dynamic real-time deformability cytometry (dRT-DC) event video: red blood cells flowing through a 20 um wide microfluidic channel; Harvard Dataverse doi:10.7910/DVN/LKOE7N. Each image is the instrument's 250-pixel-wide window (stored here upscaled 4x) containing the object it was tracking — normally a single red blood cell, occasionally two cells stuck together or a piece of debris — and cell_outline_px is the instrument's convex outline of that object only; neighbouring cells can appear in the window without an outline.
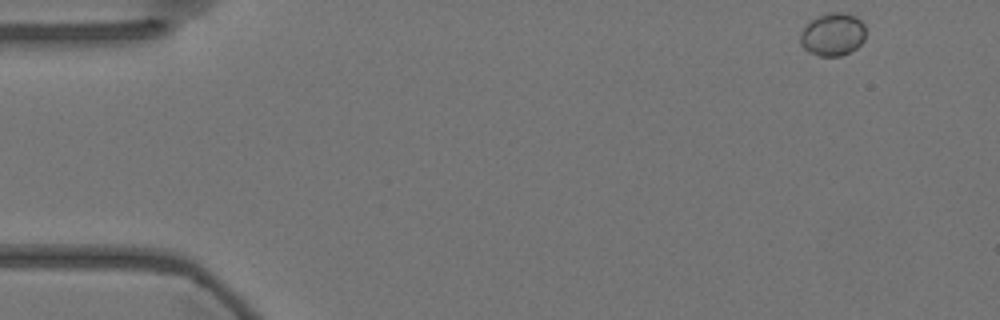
{"species": "Egyptian fruit bat (a non-hibernating species)", "species_latin": "Rousettus aegyptiacus", "temperature_condition": "warm", "stored_images_in_passage": 27, "camera_frame_rate_fps": 3000, "um_per_image_px": 0.085, "animal": {"sex": "female"}, "frame": {"image": 1, "passage_image": 1, "time_ms": 0.0, "image_size_px": [1000, 320], "cell_outline_px": [[864, 40], [856, 48], [840, 56], [820, 56], [808, 52], [800, 44], [800, 32], [804, 24], [816, 16], [828, 12], [848, 12], [856, 16], [864, 24]], "centroid_in_image_um": [70.74, 2.9], "position_along_channel_um": 14.3, "area_um2": 16.65}}
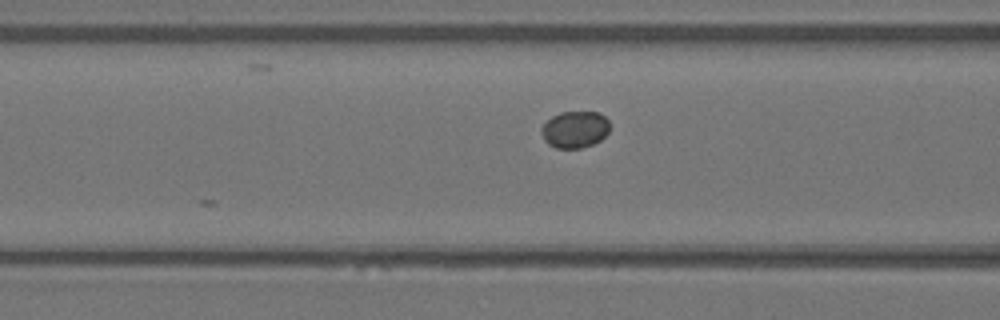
{"frame": {"image": 2, "passage_image": 19, "time_ms": 6.0, "image_size_px": [1000, 320], "cell_outline_px": [[608, 132], [600, 140], [592, 144], [580, 148], [556, 148], [548, 144], [544, 140], [540, 132], [540, 128], [552, 116], [560, 112], [600, 112], [608, 120]], "centroid_in_image_um": [48.84, 11.0], "position_along_channel_um": 117.8, "area_um2": 14.62}}
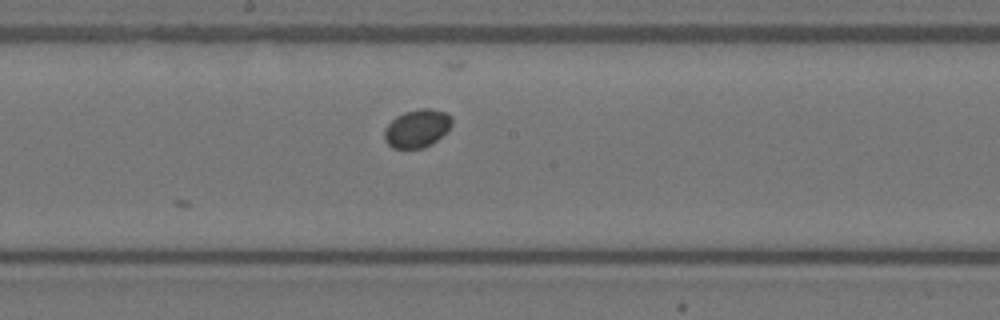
{"frame": {"image": 3, "passage_image": 27, "time_ms": 8.667, "image_size_px": [1000, 320], "cell_outline_px": [[452, 124], [432, 144], [424, 148], [392, 148], [384, 140], [384, 128], [396, 116], [404, 112], [420, 108], [428, 108], [448, 112], [452, 116]], "centroid_in_image_um": [35.44, 10.9], "position_along_channel_um": 212.8, "area_um2": 15.03}}